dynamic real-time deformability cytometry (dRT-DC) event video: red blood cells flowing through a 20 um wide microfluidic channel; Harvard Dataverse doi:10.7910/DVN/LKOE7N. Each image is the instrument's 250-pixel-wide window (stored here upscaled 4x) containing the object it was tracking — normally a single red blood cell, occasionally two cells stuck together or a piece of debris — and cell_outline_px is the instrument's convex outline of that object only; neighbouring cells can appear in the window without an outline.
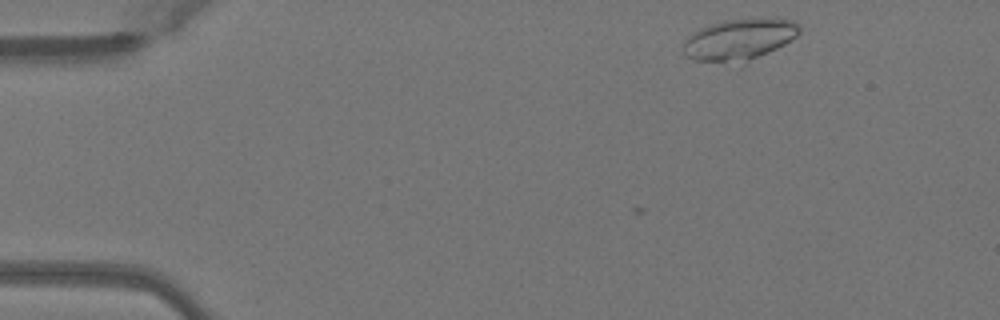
{"species": "Egyptian fruit bat (a non-hibernating species)", "species_latin": "Rousettus aegyptiacus", "temperature_condition": "warm", "stored_images_in_passage": 6, "camera_frame_rate_fps": 3000, "um_per_image_px": 0.085, "animal": {"sex": "female"}, "frame": {"image": 1, "passage_image": 1, "time_ms": 0.0, "image_size_px": [1000, 320], "cell_outline_px": [[800, 32], [796, 36], [784, 44], [768, 52], [748, 60], [692, 60], [684, 56], [684, 40], [688, 36], [700, 28], [708, 24], [724, 20], [792, 20], [800, 24]], "centroid_in_image_um": [62.8, 3.33], "position_along_channel_um": 22.2, "area_um2": 26.7}}